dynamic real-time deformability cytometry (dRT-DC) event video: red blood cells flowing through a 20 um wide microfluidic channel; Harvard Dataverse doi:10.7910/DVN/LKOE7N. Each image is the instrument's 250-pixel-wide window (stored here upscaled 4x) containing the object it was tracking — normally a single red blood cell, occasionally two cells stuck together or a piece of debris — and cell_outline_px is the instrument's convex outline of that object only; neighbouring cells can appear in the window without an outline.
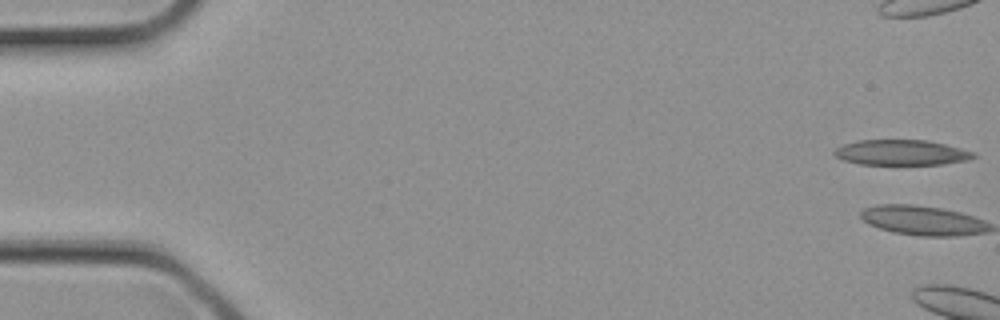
{"species": "common noctule bat (a hibernating species)", "species_latin": "Nyctalus noctula", "temperature_condition": "cold", "stored_images_in_passage": 4, "camera_frame_rate_fps": 3000, "um_per_image_px": 0.085, "animal": {"sex": "female", "body_mass_g": 21.9}, "frame": {"image": 1, "passage_image": 1, "time_ms": 0.0, "image_size_px": [1000, 320], "cell_outline_px": [[976, 156], [968, 160], [940, 164], [860, 164], [844, 160], [836, 156], [832, 152], [836, 148], [844, 144], [860, 140], [928, 140], [976, 152]], "centroid_in_image_um": [76.62, 12.96], "position_along_channel_um": 8.4, "area_um2": 20.4}}